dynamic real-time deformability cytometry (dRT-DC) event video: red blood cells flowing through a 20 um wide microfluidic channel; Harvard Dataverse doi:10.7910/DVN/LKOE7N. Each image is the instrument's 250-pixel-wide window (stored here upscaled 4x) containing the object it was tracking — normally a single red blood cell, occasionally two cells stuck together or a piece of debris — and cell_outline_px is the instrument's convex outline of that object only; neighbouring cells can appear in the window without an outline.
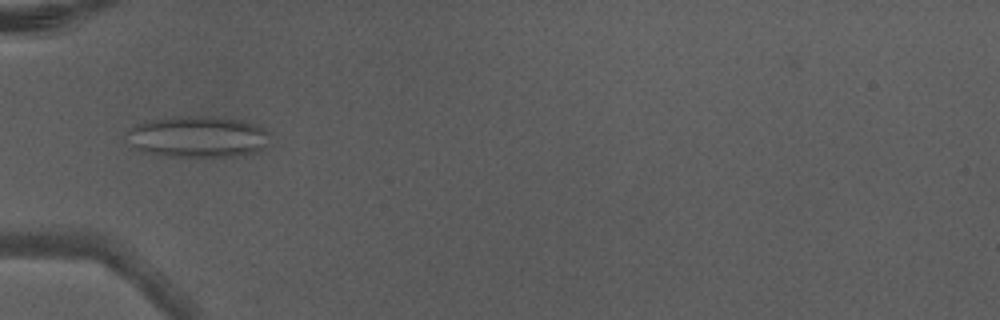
{"species": "Egyptian fruit bat (a non-hibernating species)", "species_latin": "Rousettus aegyptiacus", "temperature_condition": "warm", "stored_images_in_passage": 4, "camera_frame_rate_fps": 3000, "um_per_image_px": 0.085, "animal": {"sex": "male"}, "frame": {"image": 1, "passage_image": 4, "time_ms": 1.0, "image_size_px": [1000, 320], "cell_outline_px": [[268, 132], [264, 148], [260, 152], [244, 156], [164, 156], [144, 152], [136, 148], [128, 132], [136, 124], [152, 120], [188, 116], [212, 116], [244, 120], [256, 124], [264, 128]], "centroid_in_image_um": [16.92, 11.63], "position_along_channel_um": 68.1, "area_um2": 34.16}}